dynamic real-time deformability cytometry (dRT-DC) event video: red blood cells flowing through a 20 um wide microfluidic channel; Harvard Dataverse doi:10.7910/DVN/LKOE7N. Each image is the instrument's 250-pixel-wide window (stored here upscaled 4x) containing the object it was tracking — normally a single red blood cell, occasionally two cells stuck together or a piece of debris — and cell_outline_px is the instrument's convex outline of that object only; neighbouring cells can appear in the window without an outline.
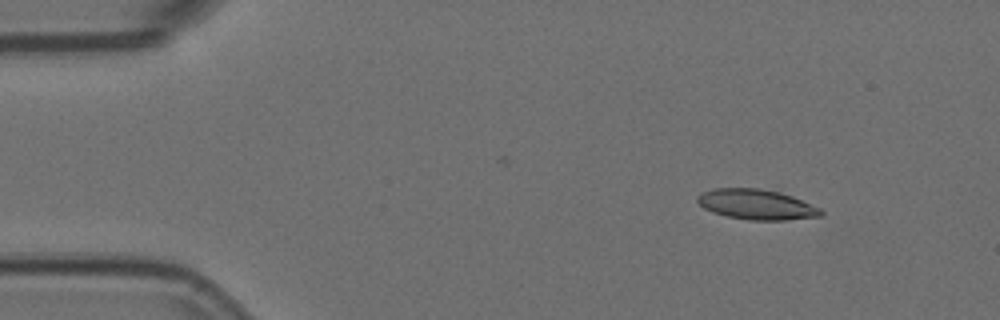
{"species": "Egyptian fruit bat (a non-hibernating species)", "species_latin": "Rousettus aegyptiacus", "temperature_condition": "room temperature", "stored_images_in_passage": 12, "camera_frame_rate_fps": 3000, "um_per_image_px": 0.085, "animal": {"sex": "female"}, "frame": {"image": 1, "passage_image": 7, "time_ms": 2.0, "image_size_px": [1000, 320], "cell_outline_px": [[824, 216], [788, 220], [748, 220], [728, 216], [712, 212], [704, 208], [696, 200], [696, 196], [704, 192], [716, 188], [760, 188], [780, 192], [792, 196], [820, 208], [824, 212]], "centroid_in_image_um": [64.33, 17.38], "position_along_channel_um": 20.7, "area_um2": 21.79}}